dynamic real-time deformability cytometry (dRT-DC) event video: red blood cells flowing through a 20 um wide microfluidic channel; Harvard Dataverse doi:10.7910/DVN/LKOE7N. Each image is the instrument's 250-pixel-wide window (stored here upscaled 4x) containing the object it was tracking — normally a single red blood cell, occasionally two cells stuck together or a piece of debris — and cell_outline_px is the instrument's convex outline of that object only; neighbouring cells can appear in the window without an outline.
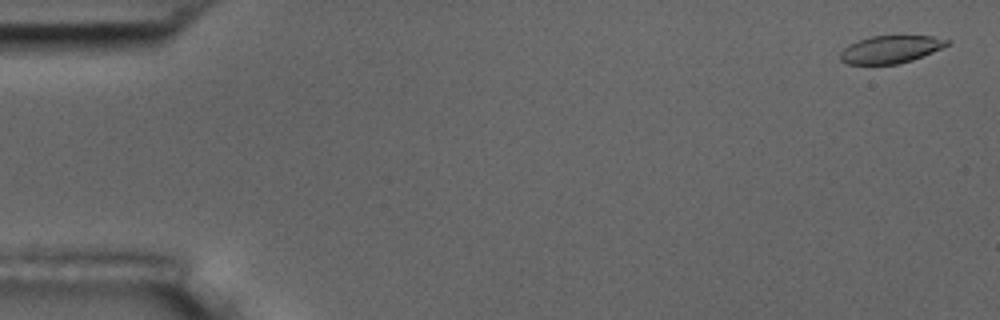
{"species": "common noctule bat (a hibernating species)", "species_latin": "Nyctalus noctula", "temperature_condition": "room temperature", "stored_images_in_passage": 56, "camera_frame_rate_fps": 3000, "um_per_image_px": 0.085, "animal": {"sex": "male", "body_mass_g": 17.5, "forearm_length_mm": 52.3}, "frame": {"image": 1, "passage_image": 2, "time_ms": 0.333, "image_size_px": [1000, 320], "cell_outline_px": [[952, 40], [948, 44], [932, 52], [912, 60], [896, 64], [848, 64], [840, 60], [840, 52], [848, 44], [872, 36], [932, 36]], "centroid_in_image_um": [75.68, 4.19], "position_along_channel_um": 9.3, "area_um2": 16.99}}
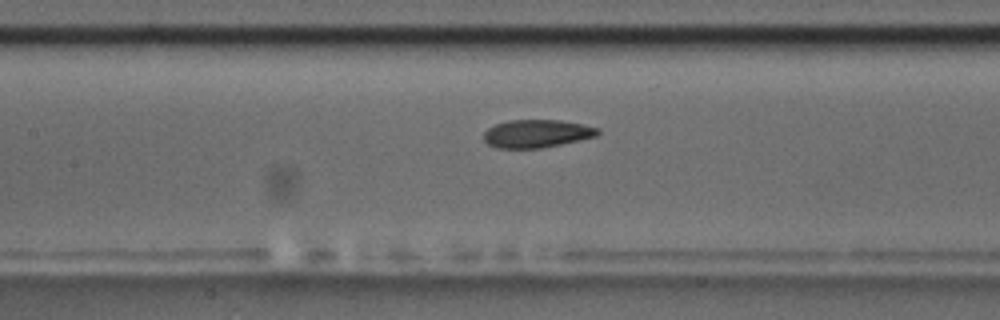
{"frame": {"image": 2, "passage_image": 26, "time_ms": 8.333, "image_size_px": [1000, 320], "cell_outline_px": [[600, 132], [596, 136], [580, 140], [540, 148], [496, 148], [488, 144], [484, 140], [484, 132], [488, 128], [496, 124], [508, 120], [560, 120], [600, 128]], "centroid_in_image_um": [45.61, 11.35], "position_along_channel_um": 161.8, "area_um2": 18.5}}
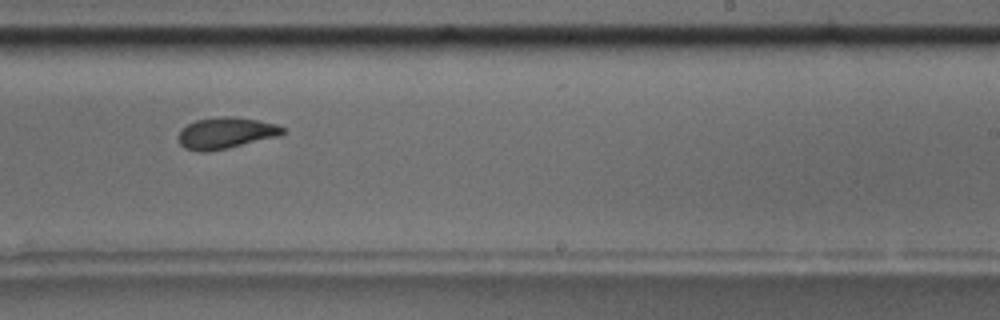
{"frame": {"image": 3, "passage_image": 35, "time_ms": 11.333, "image_size_px": [1000, 320], "cell_outline_px": [[284, 132], [276, 136], [228, 148], [204, 152], [200, 152], [184, 148], [180, 144], [176, 136], [180, 128], [196, 120], [216, 116], [232, 116], [256, 120], [276, 124], [284, 128]], "centroid_in_image_um": [19.1, 11.3], "position_along_channel_um": 269.9, "area_um2": 19.02}, "authors_computed_cell_mechanics": {"area_um2": 19.1607, "velocity_mm_per_s": 3.6165, "shape_relaxation_time_tau1_ms": null, "shape_relaxation_time_tau2_ms": 1.917, "deformation_change_tau1": null, "deformation_change_tau2": 0.0783}}